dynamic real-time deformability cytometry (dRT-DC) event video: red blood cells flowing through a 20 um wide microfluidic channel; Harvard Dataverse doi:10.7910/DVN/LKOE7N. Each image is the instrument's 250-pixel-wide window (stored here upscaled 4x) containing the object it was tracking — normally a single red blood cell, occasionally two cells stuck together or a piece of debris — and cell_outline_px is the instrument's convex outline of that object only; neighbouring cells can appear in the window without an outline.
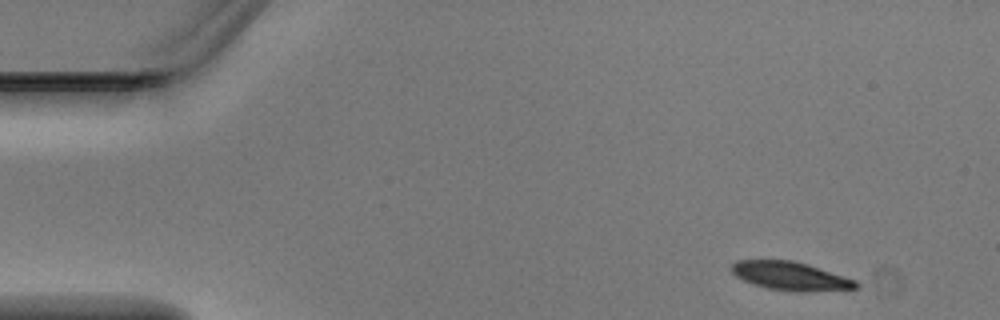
{"species": "Egyptian fruit bat (a non-hibernating species)", "species_latin": "Rousettus aegyptiacus", "temperature_condition": "warm", "stored_images_in_passage": 5, "camera_frame_rate_fps": 3000, "um_per_image_px": 0.085, "animal": {"sex": "male"}, "frame": {"image": 1, "passage_image": 1, "time_ms": 0.0, "image_size_px": [1000, 320], "cell_outline_px": [[860, 288], [804, 292], [792, 292], [768, 288], [752, 284], [736, 276], [728, 268], [736, 260], [792, 260], [808, 264], [856, 280], [860, 284]], "centroid_in_image_um": [67.19, 23.47], "position_along_channel_um": 17.8, "area_um2": 20.87}}
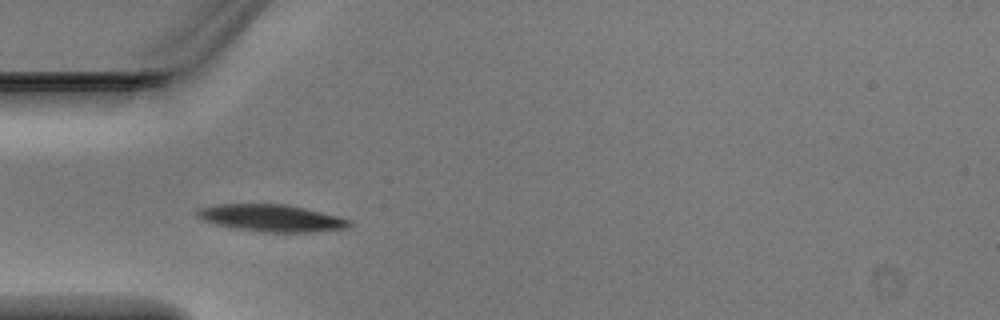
{"frame": {"image": 2, "passage_image": 4, "time_ms": 1.0, "image_size_px": [1000, 320], "cell_outline_px": [[352, 224], [348, 228], [308, 232], [264, 232], [236, 228], [216, 224], [204, 220], [196, 216], [196, 212], [200, 208], [212, 204], [288, 204], [352, 220]], "centroid_in_image_um": [23.07, 18.53], "position_along_channel_um": 61.9, "area_um2": 23.81}}
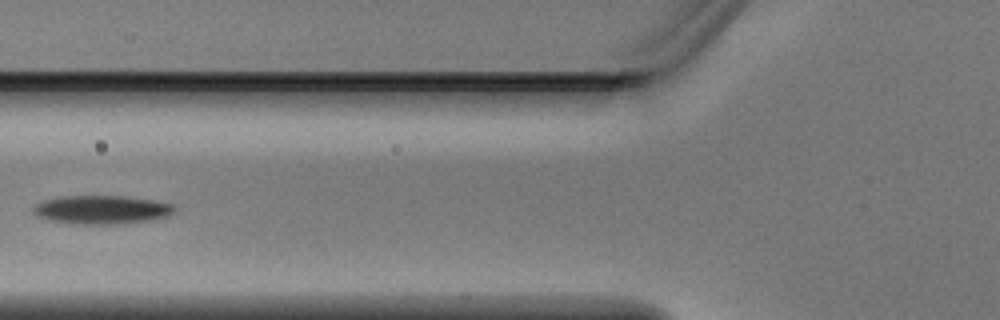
{"frame": {"image": 3, "passage_image": 5, "time_ms": 1.333, "image_size_px": [1000, 320], "cell_outline_px": [[176, 212], [168, 216], [148, 220], [120, 224], [68, 224], [48, 220], [36, 216], [32, 212], [32, 208], [36, 204], [44, 200], [64, 196], [128, 196], [176, 204]], "centroid_in_image_um": [8.65, 17.83], "position_along_channel_um": 117.2, "area_um2": 23.87}}